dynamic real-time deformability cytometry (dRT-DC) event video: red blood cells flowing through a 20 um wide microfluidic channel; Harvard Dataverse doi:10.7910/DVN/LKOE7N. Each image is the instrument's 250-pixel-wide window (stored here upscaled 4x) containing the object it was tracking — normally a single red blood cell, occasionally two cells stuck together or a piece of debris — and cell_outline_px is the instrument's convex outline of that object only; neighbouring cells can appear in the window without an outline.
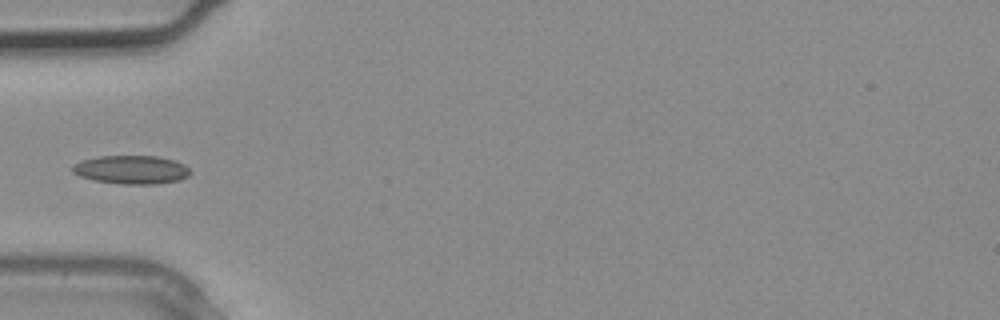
{"species": "common noctule bat (a hibernating species)", "species_latin": "Nyctalus noctula", "temperature_condition": "warm", "stored_images_in_passage": 3, "camera_frame_rate_fps": 3000, "um_per_image_px": 0.085, "animal": {"sex": "male", "body_mass_g": 20.4}, "frame": {"image": 1, "passage_image": 3, "time_ms": 0.667, "image_size_px": [1000, 320], "cell_outline_px": [[192, 172], [188, 176], [180, 180], [156, 184], [120, 184], [96, 180], [80, 176], [72, 172], [72, 164], [80, 160], [100, 156], [156, 156], [172, 160], [184, 164]], "centroid_in_image_um": [11.16, 14.42], "position_along_channel_um": 73.8, "area_um2": 19.59}}